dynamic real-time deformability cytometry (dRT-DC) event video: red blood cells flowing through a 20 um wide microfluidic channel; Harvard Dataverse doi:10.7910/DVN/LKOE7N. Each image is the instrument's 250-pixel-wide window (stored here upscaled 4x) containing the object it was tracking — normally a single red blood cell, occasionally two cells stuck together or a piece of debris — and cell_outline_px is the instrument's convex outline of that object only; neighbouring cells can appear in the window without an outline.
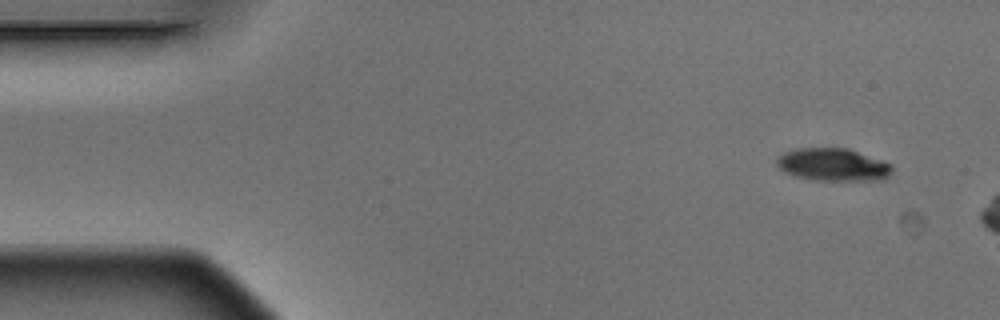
{"species": "Egyptian fruit bat (a non-hibernating species)", "species_latin": "Rousettus aegyptiacus", "temperature_condition": "warm", "stored_images_in_passage": 3, "camera_frame_rate_fps": 3000, "um_per_image_px": 0.085, "animal": {"sex": "male"}, "frame": {"image": 1, "passage_image": 1, "time_ms": 0.0, "image_size_px": [1000, 320], "cell_outline_px": [[892, 172], [884, 180], [820, 180], [796, 176], [780, 168], [776, 164], [776, 156], [784, 152], [796, 148], [848, 148], [892, 164]], "centroid_in_image_um": [70.82, 13.98], "position_along_channel_um": 14.2, "area_um2": 21.85}}